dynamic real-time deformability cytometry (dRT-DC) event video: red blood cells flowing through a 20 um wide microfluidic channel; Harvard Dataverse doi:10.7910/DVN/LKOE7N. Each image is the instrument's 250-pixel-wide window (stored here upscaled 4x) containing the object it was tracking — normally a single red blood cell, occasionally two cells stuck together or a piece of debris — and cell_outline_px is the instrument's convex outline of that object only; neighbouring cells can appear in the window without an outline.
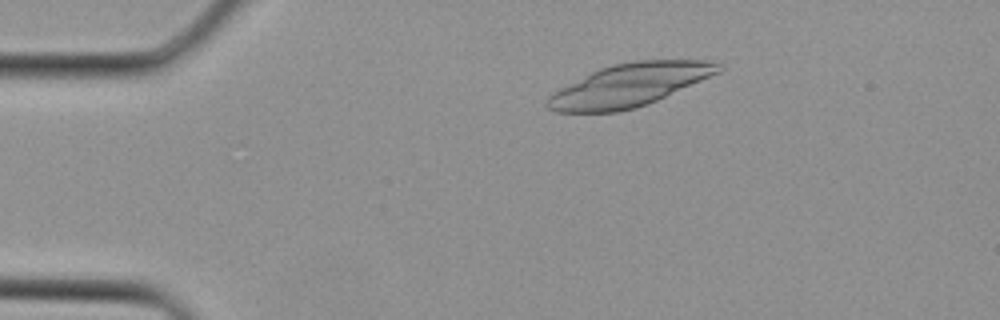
{"species": "Egyptian fruit bat (a non-hibernating species)", "species_latin": "Rousettus aegyptiacus", "temperature_condition": "cold", "stored_images_in_passage": 2, "camera_frame_rate_fps": 3000, "um_per_image_px": 0.085, "animal": {"sex": "female"}, "frame": {"image": 1, "passage_image": 1, "time_ms": 0.0, "image_size_px": [1000, 320], "cell_outline_px": [[724, 68], [720, 72], [656, 100], [636, 108], [616, 112], [556, 112], [548, 108], [548, 96], [552, 92], [600, 68], [612, 64], [636, 60], [704, 60], [724, 64]], "centroid_in_image_um": [53.52, 7.22], "position_along_channel_um": 31.5, "area_um2": 42.25}}